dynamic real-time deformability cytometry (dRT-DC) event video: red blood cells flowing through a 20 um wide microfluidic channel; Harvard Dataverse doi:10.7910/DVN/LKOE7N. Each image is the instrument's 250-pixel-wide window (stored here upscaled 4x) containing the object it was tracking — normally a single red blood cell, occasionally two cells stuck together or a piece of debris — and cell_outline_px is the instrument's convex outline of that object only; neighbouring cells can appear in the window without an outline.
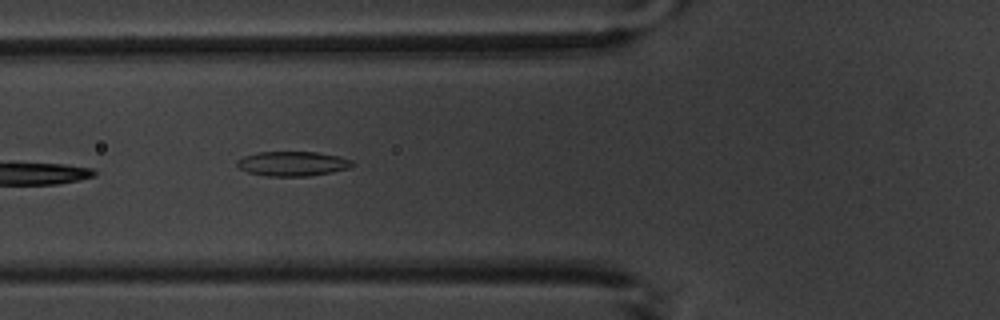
{"species": "common noctule bat (a hibernating species)", "species_latin": "Nyctalus noctula", "temperature_condition": "warm", "stored_images_in_passage": 16, "camera_frame_rate_fps": 3000, "um_per_image_px": 0.085, "animal": {"sex": "male", "body_mass_g": 20.1, "forearm_length_mm": 53.5}, "frame": {"image": 1, "passage_image": 7, "time_ms": 7.333, "image_size_px": [1000, 320], "cell_outline_px": [[356, 164], [348, 168], [332, 172], [308, 176], [264, 176], [248, 172], [240, 168], [236, 164], [236, 160], [244, 156], [256, 152], [316, 152], [340, 156], [352, 160]], "centroid_in_image_um": [24.87, 13.91], "position_along_channel_um": 100.9, "area_um2": 16.65}}
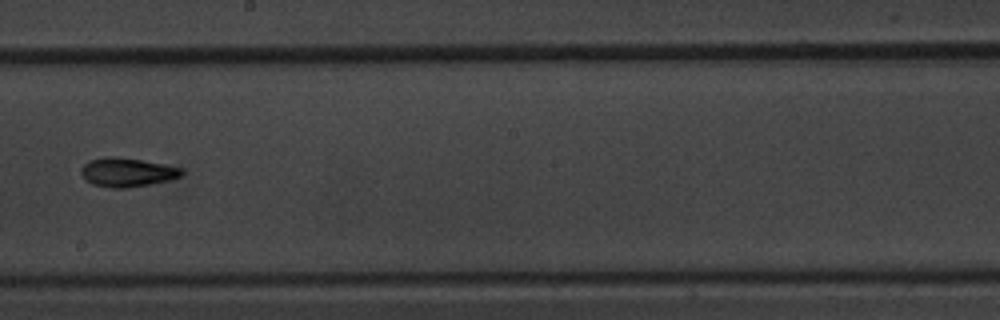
{"frame": {"image": 2, "passage_image": 10, "time_ms": 11.0, "image_size_px": [1000, 320], "cell_outline_px": [[184, 172], [180, 176], [168, 180], [128, 188], [112, 188], [92, 184], [84, 180], [80, 172], [80, 168], [88, 160], [104, 156], [112, 156], [140, 160], [164, 164], [180, 168]], "centroid_in_image_um": [10.73, 14.64], "position_along_channel_um": 237.5, "area_um2": 16.94}}
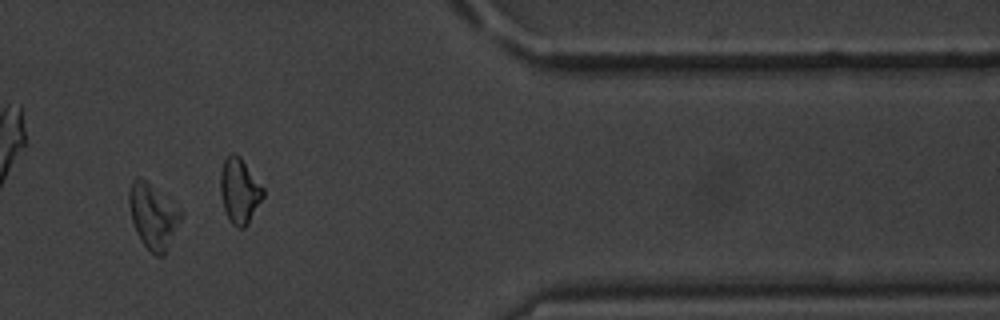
{"frame": {"image": 3, "passage_image": 14, "time_ms": 15.667, "image_size_px": [1000, 320], "cell_outline_px": [[184, 212], [164, 256], [156, 256], [140, 240], [136, 232], [132, 220], [128, 204], [128, 192], [132, 180], [136, 176], [140, 176]], "centroid_in_image_um": [12.99, 18.35], "position_along_channel_um": 398.4, "area_um2": 19.48}, "authors_computed_cell_mechanics": {"area_um2": 17.0221, "velocity_mm_per_s": 3.7106, "shape_relaxation_time_tau1_ms": 3.7233, "shape_relaxation_time_tau2_ms": 3.1599, "deformation_change_tau1": 0.1123, "deformation_change_tau2": 0.0839}}